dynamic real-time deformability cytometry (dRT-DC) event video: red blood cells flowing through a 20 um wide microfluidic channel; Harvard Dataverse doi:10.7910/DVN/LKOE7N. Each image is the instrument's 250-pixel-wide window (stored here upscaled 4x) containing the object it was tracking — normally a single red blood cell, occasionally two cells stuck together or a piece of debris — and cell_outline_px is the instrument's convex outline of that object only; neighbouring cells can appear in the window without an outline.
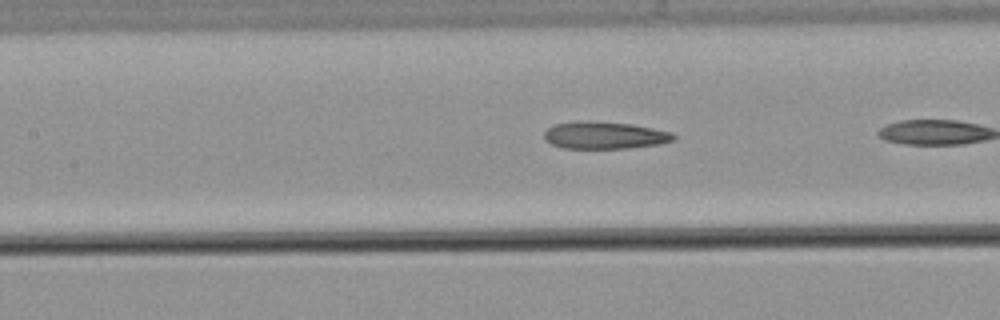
{"species": "common noctule bat (a hibernating species)", "species_latin": "Nyctalus noctula", "temperature_condition": "warm", "stored_images_in_passage": 11, "camera_frame_rate_fps": 3000, "um_per_image_px": 0.085, "animal": {"sex": "male", "body_mass_g": 21.5, "forearm_length_mm": 52.0}, "frame": {"image": 1, "passage_image": 8, "time_ms": 2.333, "image_size_px": [1000, 320], "cell_outline_px": [[676, 136], [672, 140], [660, 144], [628, 148], [564, 148], [552, 144], [544, 140], [544, 132], [548, 128], [556, 124], [588, 120], [632, 124], [672, 132]], "centroid_in_image_um": [51.39, 11.5], "position_along_channel_um": 156.0, "area_um2": 20.46}}